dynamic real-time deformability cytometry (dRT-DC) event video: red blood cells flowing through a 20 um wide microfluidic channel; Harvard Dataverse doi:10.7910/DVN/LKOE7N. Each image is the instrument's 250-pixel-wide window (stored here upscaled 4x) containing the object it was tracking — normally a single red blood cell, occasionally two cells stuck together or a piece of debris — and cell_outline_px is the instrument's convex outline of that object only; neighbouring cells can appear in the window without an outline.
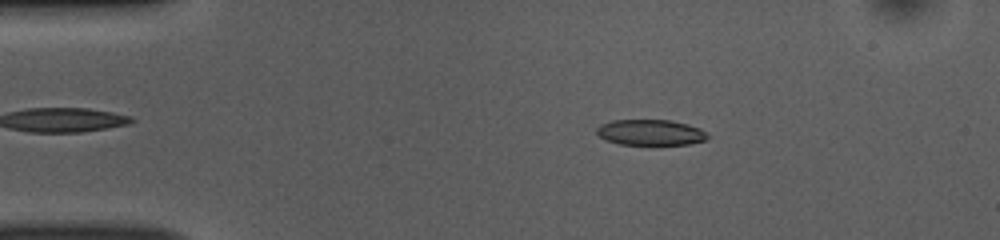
{"species": "common noctule bat (a hibernating species)", "species_latin": "Nyctalus noctula", "temperature_condition": "room temperature", "stored_images_in_passage": 51, "camera_frame_rate_fps": 3000, "um_per_image_px": 0.085, "animal": {"sex": "female", "body_mass_g": 10.0, "forearm_length_mm": 53.1}, "frame": {"image": 1, "passage_image": 9, "time_ms": 2.667, "image_size_px": [1000, 240], "cell_outline_px": [[708, 136], [704, 140], [688, 144], [620, 144], [604, 140], [596, 132], [596, 128], [600, 124], [612, 120], [672, 120], [688, 124], [700, 128]], "centroid_in_image_um": [55.25, 11.24], "position_along_channel_um": 29.8, "area_um2": 16.53}}
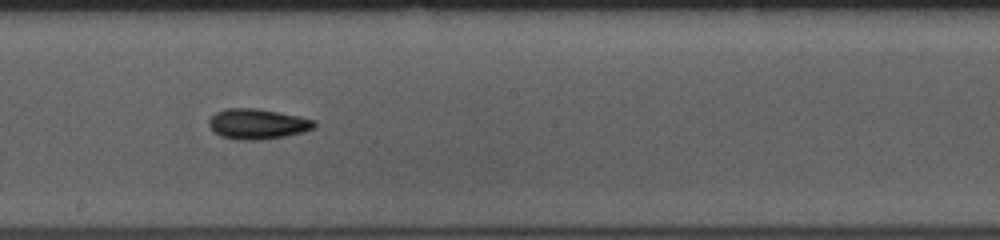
{"frame": {"image": 2, "passage_image": 28, "time_ms": 9.0, "image_size_px": [1000, 240], "cell_outline_px": [[316, 128], [304, 132], [284, 136], [260, 140], [236, 140], [220, 136], [212, 132], [208, 124], [208, 120], [216, 112], [224, 108], [256, 108], [300, 116], [316, 120]], "centroid_in_image_um": [21.88, 10.54], "position_along_channel_um": 226.3, "area_um2": 18.96}}
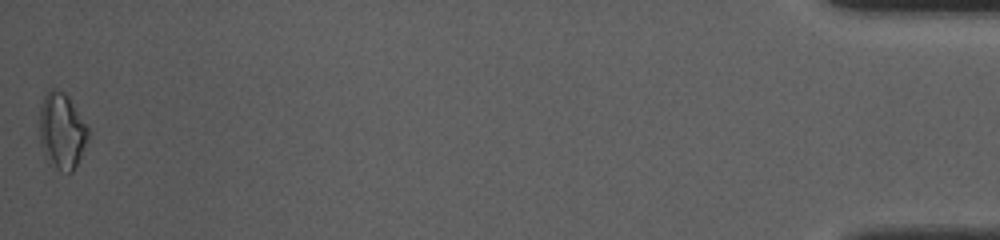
{"frame": {"image": 3, "passage_image": 51, "time_ms": 16.667, "image_size_px": [1000, 240], "cell_outline_px": [[88, 136], [80, 156], [72, 172], [60, 172], [48, 164], [44, 156], [40, 144], [40, 108], [44, 96], [52, 88], [56, 88], [64, 92], [68, 96], [88, 128]], "centroid_in_image_um": [5.22, 11.16], "position_along_channel_um": 430.0, "area_um2": 21.44}, "authors_computed_cell_mechanics": {"area_um2": 17.5712, "velocity_mm_per_s": 3.8851, "shape_relaxation_time_tau1_ms": 8.0967, "shape_relaxation_time_tau2_ms": 2.771, "deformation_change_tau1": 0.1505, "deformation_change_tau2": 0.0911}}